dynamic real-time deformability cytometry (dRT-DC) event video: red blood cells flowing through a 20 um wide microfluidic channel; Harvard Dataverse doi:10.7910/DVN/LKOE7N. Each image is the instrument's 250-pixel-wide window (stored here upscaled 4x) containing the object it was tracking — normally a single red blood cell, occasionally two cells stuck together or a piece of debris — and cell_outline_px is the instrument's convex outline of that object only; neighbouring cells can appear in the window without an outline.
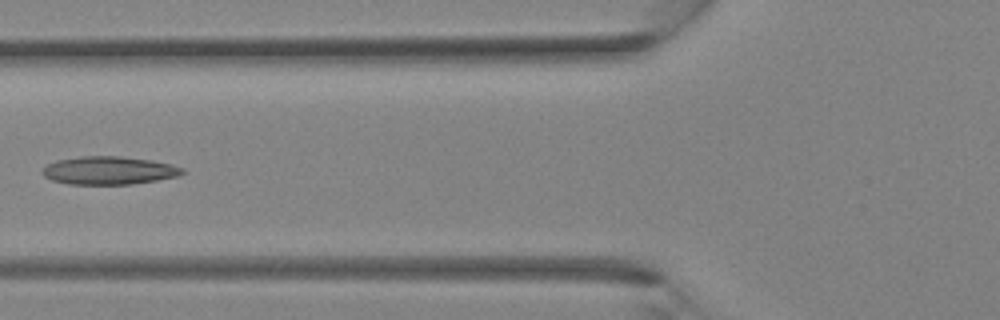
{"species": "Egyptian fruit bat (a non-hibernating species)", "species_latin": "Rousettus aegyptiacus", "temperature_condition": "room temperature", "stored_images_in_passage": 36, "camera_frame_rate_fps": 3000, "um_per_image_px": 0.085, "animal": {"sex": "female"}, "frame": {"image": 1, "passage_image": 14, "time_ms": 4.333, "image_size_px": [1000, 320], "cell_outline_px": [[184, 172], [176, 176], [156, 180], [132, 184], [68, 184], [52, 180], [44, 176], [40, 172], [48, 164], [56, 160], [80, 156], [120, 156], [152, 160], [172, 164], [184, 168]], "centroid_in_image_um": [9.24, 14.48], "position_along_channel_um": 116.6, "area_um2": 22.89}}
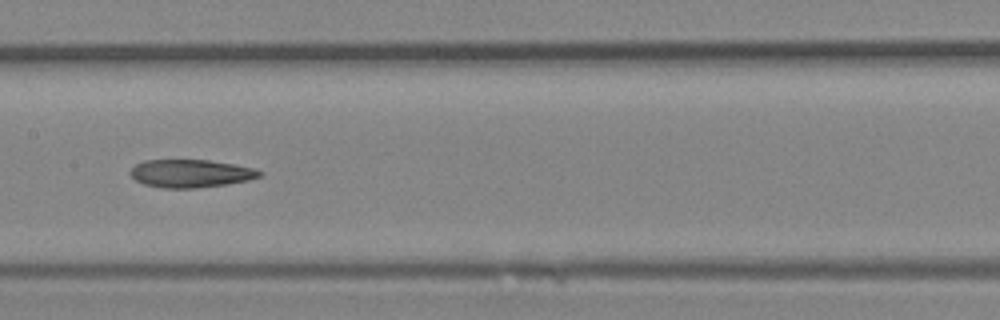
{"frame": {"image": 2, "passage_image": 18, "time_ms": 5.667, "image_size_px": [1000, 320], "cell_outline_px": [[264, 176], [248, 180], [228, 184], [196, 188], [160, 188], [144, 184], [136, 180], [128, 172], [136, 164], [144, 160], [208, 160], [256, 168], [264, 172]], "centroid_in_image_um": [16.24, 14.75], "position_along_channel_um": 191.2, "area_um2": 21.21}}
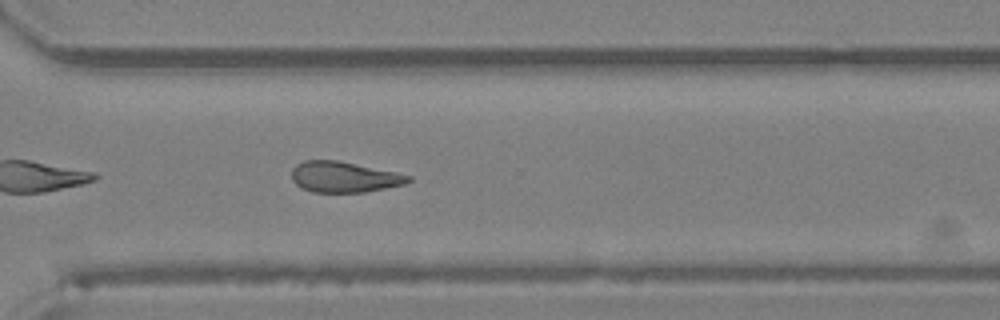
{"frame": {"image": 3, "passage_image": 26, "time_ms": 8.333, "image_size_px": [1000, 320], "cell_outline_px": [[412, 180], [404, 184], [364, 192], [312, 192], [296, 184], [292, 180], [292, 168], [296, 164], [304, 160], [336, 160], [396, 172], [412, 176]], "centroid_in_image_um": [29.23, 15.04], "position_along_channel_um": 341.4, "area_um2": 20.75}}